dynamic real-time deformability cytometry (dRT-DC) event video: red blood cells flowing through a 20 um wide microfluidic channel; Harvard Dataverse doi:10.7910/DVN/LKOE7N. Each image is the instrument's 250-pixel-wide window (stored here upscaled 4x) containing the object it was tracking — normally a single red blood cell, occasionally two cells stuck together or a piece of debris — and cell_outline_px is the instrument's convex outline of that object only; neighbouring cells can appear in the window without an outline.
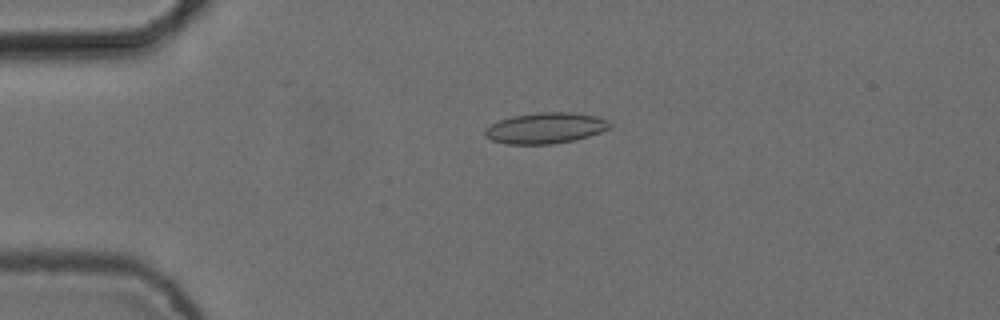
{"species": "common noctule bat (a hibernating species)", "species_latin": "Nyctalus noctula", "temperature_condition": "cold", "stored_images_in_passage": 5, "camera_frame_rate_fps": 3000, "um_per_image_px": 0.085, "animal": {"sex": "female", "body_mass_g": 24.6, "forearm_length_mm": 56.2}, "frame": {"image": 1, "passage_image": 4, "time_ms": 1.0, "image_size_px": [1000, 320], "cell_outline_px": [[612, 124], [608, 128], [600, 132], [588, 136], [572, 140], [552, 144], [504, 144], [492, 140], [484, 136], [484, 128], [496, 120], [512, 116], [536, 112], [572, 112], [596, 116], [608, 120]], "centroid_in_image_um": [46.3, 10.87], "position_along_channel_um": 38.7, "area_um2": 22.66}}